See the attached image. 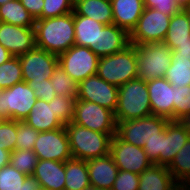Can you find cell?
<instances>
[{"mask_svg": "<svg viewBox=\"0 0 190 190\" xmlns=\"http://www.w3.org/2000/svg\"><path fill=\"white\" fill-rule=\"evenodd\" d=\"M36 47L59 56L75 45L74 11L63 16L36 19Z\"/></svg>", "mask_w": 190, "mask_h": 190, "instance_id": "cell-1", "label": "cell"}, {"mask_svg": "<svg viewBox=\"0 0 190 190\" xmlns=\"http://www.w3.org/2000/svg\"><path fill=\"white\" fill-rule=\"evenodd\" d=\"M65 129L73 158L87 161L110 154L114 135L93 131L73 122L67 123Z\"/></svg>", "mask_w": 190, "mask_h": 190, "instance_id": "cell-2", "label": "cell"}, {"mask_svg": "<svg viewBox=\"0 0 190 190\" xmlns=\"http://www.w3.org/2000/svg\"><path fill=\"white\" fill-rule=\"evenodd\" d=\"M116 122L144 118L152 115L147 82L139 78L118 87Z\"/></svg>", "mask_w": 190, "mask_h": 190, "instance_id": "cell-3", "label": "cell"}, {"mask_svg": "<svg viewBox=\"0 0 190 190\" xmlns=\"http://www.w3.org/2000/svg\"><path fill=\"white\" fill-rule=\"evenodd\" d=\"M96 74L117 87L137 79V48L135 45L130 44L123 51L100 57Z\"/></svg>", "mask_w": 190, "mask_h": 190, "instance_id": "cell-4", "label": "cell"}, {"mask_svg": "<svg viewBox=\"0 0 190 190\" xmlns=\"http://www.w3.org/2000/svg\"><path fill=\"white\" fill-rule=\"evenodd\" d=\"M137 72L143 81L155 80L165 76L172 61V50L164 42L138 44Z\"/></svg>", "mask_w": 190, "mask_h": 190, "instance_id": "cell-5", "label": "cell"}, {"mask_svg": "<svg viewBox=\"0 0 190 190\" xmlns=\"http://www.w3.org/2000/svg\"><path fill=\"white\" fill-rule=\"evenodd\" d=\"M34 90L25 81L0 91V120L23 121L36 103Z\"/></svg>", "mask_w": 190, "mask_h": 190, "instance_id": "cell-6", "label": "cell"}, {"mask_svg": "<svg viewBox=\"0 0 190 190\" xmlns=\"http://www.w3.org/2000/svg\"><path fill=\"white\" fill-rule=\"evenodd\" d=\"M170 120L151 115L144 118L117 122L116 135L123 141L143 148L145 142L158 137Z\"/></svg>", "mask_w": 190, "mask_h": 190, "instance_id": "cell-7", "label": "cell"}, {"mask_svg": "<svg viewBox=\"0 0 190 190\" xmlns=\"http://www.w3.org/2000/svg\"><path fill=\"white\" fill-rule=\"evenodd\" d=\"M72 122L93 131L116 134L117 122L114 112L97 103L76 99Z\"/></svg>", "mask_w": 190, "mask_h": 190, "instance_id": "cell-8", "label": "cell"}, {"mask_svg": "<svg viewBox=\"0 0 190 190\" xmlns=\"http://www.w3.org/2000/svg\"><path fill=\"white\" fill-rule=\"evenodd\" d=\"M171 17L154 8H144L135 28L129 34L131 45L163 42Z\"/></svg>", "mask_w": 190, "mask_h": 190, "instance_id": "cell-9", "label": "cell"}, {"mask_svg": "<svg viewBox=\"0 0 190 190\" xmlns=\"http://www.w3.org/2000/svg\"><path fill=\"white\" fill-rule=\"evenodd\" d=\"M60 66L79 84L97 73L99 57L88 47L73 45L58 56Z\"/></svg>", "mask_w": 190, "mask_h": 190, "instance_id": "cell-10", "label": "cell"}, {"mask_svg": "<svg viewBox=\"0 0 190 190\" xmlns=\"http://www.w3.org/2000/svg\"><path fill=\"white\" fill-rule=\"evenodd\" d=\"M19 61L23 81L27 83L45 82V79H51L56 66L59 64L57 55L38 47L20 55Z\"/></svg>", "mask_w": 190, "mask_h": 190, "instance_id": "cell-11", "label": "cell"}, {"mask_svg": "<svg viewBox=\"0 0 190 190\" xmlns=\"http://www.w3.org/2000/svg\"><path fill=\"white\" fill-rule=\"evenodd\" d=\"M33 151L41 160L65 162L73 158L65 126L51 131L39 132Z\"/></svg>", "mask_w": 190, "mask_h": 190, "instance_id": "cell-12", "label": "cell"}, {"mask_svg": "<svg viewBox=\"0 0 190 190\" xmlns=\"http://www.w3.org/2000/svg\"><path fill=\"white\" fill-rule=\"evenodd\" d=\"M110 155L119 170L139 175L153 164L143 148L121 140L116 134L111 140Z\"/></svg>", "mask_w": 190, "mask_h": 190, "instance_id": "cell-13", "label": "cell"}, {"mask_svg": "<svg viewBox=\"0 0 190 190\" xmlns=\"http://www.w3.org/2000/svg\"><path fill=\"white\" fill-rule=\"evenodd\" d=\"M76 99L97 103L115 112L118 100V87L106 82L95 74L78 84Z\"/></svg>", "mask_w": 190, "mask_h": 190, "instance_id": "cell-14", "label": "cell"}, {"mask_svg": "<svg viewBox=\"0 0 190 190\" xmlns=\"http://www.w3.org/2000/svg\"><path fill=\"white\" fill-rule=\"evenodd\" d=\"M0 44L13 56H20L36 47L35 29L0 22Z\"/></svg>", "mask_w": 190, "mask_h": 190, "instance_id": "cell-15", "label": "cell"}, {"mask_svg": "<svg viewBox=\"0 0 190 190\" xmlns=\"http://www.w3.org/2000/svg\"><path fill=\"white\" fill-rule=\"evenodd\" d=\"M152 115L174 120V86L164 77L147 81Z\"/></svg>", "mask_w": 190, "mask_h": 190, "instance_id": "cell-16", "label": "cell"}, {"mask_svg": "<svg viewBox=\"0 0 190 190\" xmlns=\"http://www.w3.org/2000/svg\"><path fill=\"white\" fill-rule=\"evenodd\" d=\"M189 138L190 132L179 120H170L165 128V136L162 138L159 165L168 166Z\"/></svg>", "mask_w": 190, "mask_h": 190, "instance_id": "cell-17", "label": "cell"}, {"mask_svg": "<svg viewBox=\"0 0 190 190\" xmlns=\"http://www.w3.org/2000/svg\"><path fill=\"white\" fill-rule=\"evenodd\" d=\"M86 162L91 187L111 190L119 171L112 156L108 154Z\"/></svg>", "mask_w": 190, "mask_h": 190, "instance_id": "cell-18", "label": "cell"}, {"mask_svg": "<svg viewBox=\"0 0 190 190\" xmlns=\"http://www.w3.org/2000/svg\"><path fill=\"white\" fill-rule=\"evenodd\" d=\"M32 176L43 190H64L65 162L39 159Z\"/></svg>", "mask_w": 190, "mask_h": 190, "instance_id": "cell-19", "label": "cell"}, {"mask_svg": "<svg viewBox=\"0 0 190 190\" xmlns=\"http://www.w3.org/2000/svg\"><path fill=\"white\" fill-rule=\"evenodd\" d=\"M129 45V34L117 25L111 24L99 31L98 48H93L92 51L100 58L123 51Z\"/></svg>", "mask_w": 190, "mask_h": 190, "instance_id": "cell-20", "label": "cell"}, {"mask_svg": "<svg viewBox=\"0 0 190 190\" xmlns=\"http://www.w3.org/2000/svg\"><path fill=\"white\" fill-rule=\"evenodd\" d=\"M111 5L113 24L130 34L145 8L143 0H111Z\"/></svg>", "mask_w": 190, "mask_h": 190, "instance_id": "cell-21", "label": "cell"}, {"mask_svg": "<svg viewBox=\"0 0 190 190\" xmlns=\"http://www.w3.org/2000/svg\"><path fill=\"white\" fill-rule=\"evenodd\" d=\"M53 100L46 102L37 99L29 115L23 120L38 132L51 131L64 127L53 113Z\"/></svg>", "mask_w": 190, "mask_h": 190, "instance_id": "cell-22", "label": "cell"}, {"mask_svg": "<svg viewBox=\"0 0 190 190\" xmlns=\"http://www.w3.org/2000/svg\"><path fill=\"white\" fill-rule=\"evenodd\" d=\"M177 184L167 166L152 164L139 175L138 190H172Z\"/></svg>", "mask_w": 190, "mask_h": 190, "instance_id": "cell-23", "label": "cell"}, {"mask_svg": "<svg viewBox=\"0 0 190 190\" xmlns=\"http://www.w3.org/2000/svg\"><path fill=\"white\" fill-rule=\"evenodd\" d=\"M106 25L74 11L75 45L98 48L99 31Z\"/></svg>", "mask_w": 190, "mask_h": 190, "instance_id": "cell-24", "label": "cell"}, {"mask_svg": "<svg viewBox=\"0 0 190 190\" xmlns=\"http://www.w3.org/2000/svg\"><path fill=\"white\" fill-rule=\"evenodd\" d=\"M0 190H42V188L34 176L19 172L9 163L0 169Z\"/></svg>", "mask_w": 190, "mask_h": 190, "instance_id": "cell-25", "label": "cell"}, {"mask_svg": "<svg viewBox=\"0 0 190 190\" xmlns=\"http://www.w3.org/2000/svg\"><path fill=\"white\" fill-rule=\"evenodd\" d=\"M74 11L94 19L104 25L113 24L111 1L108 0H74Z\"/></svg>", "mask_w": 190, "mask_h": 190, "instance_id": "cell-26", "label": "cell"}, {"mask_svg": "<svg viewBox=\"0 0 190 190\" xmlns=\"http://www.w3.org/2000/svg\"><path fill=\"white\" fill-rule=\"evenodd\" d=\"M173 51L178 44L190 42V29L188 20V9H181L171 16L169 28L163 40Z\"/></svg>", "mask_w": 190, "mask_h": 190, "instance_id": "cell-27", "label": "cell"}, {"mask_svg": "<svg viewBox=\"0 0 190 190\" xmlns=\"http://www.w3.org/2000/svg\"><path fill=\"white\" fill-rule=\"evenodd\" d=\"M88 188H91V185L87 162L75 158L66 160L64 190H85Z\"/></svg>", "mask_w": 190, "mask_h": 190, "instance_id": "cell-28", "label": "cell"}, {"mask_svg": "<svg viewBox=\"0 0 190 190\" xmlns=\"http://www.w3.org/2000/svg\"><path fill=\"white\" fill-rule=\"evenodd\" d=\"M35 21L19 0H12L0 6V22L34 28Z\"/></svg>", "mask_w": 190, "mask_h": 190, "instance_id": "cell-29", "label": "cell"}, {"mask_svg": "<svg viewBox=\"0 0 190 190\" xmlns=\"http://www.w3.org/2000/svg\"><path fill=\"white\" fill-rule=\"evenodd\" d=\"M164 78L175 87L190 85V58L179 57L172 51V61Z\"/></svg>", "mask_w": 190, "mask_h": 190, "instance_id": "cell-30", "label": "cell"}, {"mask_svg": "<svg viewBox=\"0 0 190 190\" xmlns=\"http://www.w3.org/2000/svg\"><path fill=\"white\" fill-rule=\"evenodd\" d=\"M167 168L178 184L190 180V138Z\"/></svg>", "mask_w": 190, "mask_h": 190, "instance_id": "cell-31", "label": "cell"}, {"mask_svg": "<svg viewBox=\"0 0 190 190\" xmlns=\"http://www.w3.org/2000/svg\"><path fill=\"white\" fill-rule=\"evenodd\" d=\"M23 81L19 56H13L0 65V90L12 87Z\"/></svg>", "mask_w": 190, "mask_h": 190, "instance_id": "cell-32", "label": "cell"}, {"mask_svg": "<svg viewBox=\"0 0 190 190\" xmlns=\"http://www.w3.org/2000/svg\"><path fill=\"white\" fill-rule=\"evenodd\" d=\"M50 81L56 95L77 98L78 84L64 71L60 64L56 66Z\"/></svg>", "mask_w": 190, "mask_h": 190, "instance_id": "cell-33", "label": "cell"}, {"mask_svg": "<svg viewBox=\"0 0 190 190\" xmlns=\"http://www.w3.org/2000/svg\"><path fill=\"white\" fill-rule=\"evenodd\" d=\"M38 160L39 159L33 150L15 149L11 151L9 163L19 172L26 175H32Z\"/></svg>", "mask_w": 190, "mask_h": 190, "instance_id": "cell-34", "label": "cell"}, {"mask_svg": "<svg viewBox=\"0 0 190 190\" xmlns=\"http://www.w3.org/2000/svg\"><path fill=\"white\" fill-rule=\"evenodd\" d=\"M53 100L54 114L57 119L65 126L67 123L72 122L74 116L75 97H65L55 95Z\"/></svg>", "mask_w": 190, "mask_h": 190, "instance_id": "cell-35", "label": "cell"}, {"mask_svg": "<svg viewBox=\"0 0 190 190\" xmlns=\"http://www.w3.org/2000/svg\"><path fill=\"white\" fill-rule=\"evenodd\" d=\"M16 146L19 150H33L39 132L24 121H16Z\"/></svg>", "mask_w": 190, "mask_h": 190, "instance_id": "cell-36", "label": "cell"}, {"mask_svg": "<svg viewBox=\"0 0 190 190\" xmlns=\"http://www.w3.org/2000/svg\"><path fill=\"white\" fill-rule=\"evenodd\" d=\"M74 11V0H44L43 10L37 19L59 17Z\"/></svg>", "mask_w": 190, "mask_h": 190, "instance_id": "cell-37", "label": "cell"}, {"mask_svg": "<svg viewBox=\"0 0 190 190\" xmlns=\"http://www.w3.org/2000/svg\"><path fill=\"white\" fill-rule=\"evenodd\" d=\"M174 120H180L190 111V85L174 86Z\"/></svg>", "mask_w": 190, "mask_h": 190, "instance_id": "cell-38", "label": "cell"}, {"mask_svg": "<svg viewBox=\"0 0 190 190\" xmlns=\"http://www.w3.org/2000/svg\"><path fill=\"white\" fill-rule=\"evenodd\" d=\"M16 120H0V148L13 151L16 146Z\"/></svg>", "mask_w": 190, "mask_h": 190, "instance_id": "cell-39", "label": "cell"}, {"mask_svg": "<svg viewBox=\"0 0 190 190\" xmlns=\"http://www.w3.org/2000/svg\"><path fill=\"white\" fill-rule=\"evenodd\" d=\"M139 174L119 170L111 190H138Z\"/></svg>", "mask_w": 190, "mask_h": 190, "instance_id": "cell-40", "label": "cell"}, {"mask_svg": "<svg viewBox=\"0 0 190 190\" xmlns=\"http://www.w3.org/2000/svg\"><path fill=\"white\" fill-rule=\"evenodd\" d=\"M143 2L145 8H154L170 17L181 10L175 0H143Z\"/></svg>", "mask_w": 190, "mask_h": 190, "instance_id": "cell-41", "label": "cell"}, {"mask_svg": "<svg viewBox=\"0 0 190 190\" xmlns=\"http://www.w3.org/2000/svg\"><path fill=\"white\" fill-rule=\"evenodd\" d=\"M27 84L34 90L37 99L50 102L56 95L50 79H45V82H28Z\"/></svg>", "mask_w": 190, "mask_h": 190, "instance_id": "cell-42", "label": "cell"}, {"mask_svg": "<svg viewBox=\"0 0 190 190\" xmlns=\"http://www.w3.org/2000/svg\"><path fill=\"white\" fill-rule=\"evenodd\" d=\"M165 136V129L158 134V137L145 142L144 152L153 164H159V156L162 153V138Z\"/></svg>", "mask_w": 190, "mask_h": 190, "instance_id": "cell-43", "label": "cell"}, {"mask_svg": "<svg viewBox=\"0 0 190 190\" xmlns=\"http://www.w3.org/2000/svg\"><path fill=\"white\" fill-rule=\"evenodd\" d=\"M36 20L42 13L44 0H19Z\"/></svg>", "mask_w": 190, "mask_h": 190, "instance_id": "cell-44", "label": "cell"}, {"mask_svg": "<svg viewBox=\"0 0 190 190\" xmlns=\"http://www.w3.org/2000/svg\"><path fill=\"white\" fill-rule=\"evenodd\" d=\"M173 52L179 57L190 58V42L178 44L177 48L173 50Z\"/></svg>", "mask_w": 190, "mask_h": 190, "instance_id": "cell-45", "label": "cell"}, {"mask_svg": "<svg viewBox=\"0 0 190 190\" xmlns=\"http://www.w3.org/2000/svg\"><path fill=\"white\" fill-rule=\"evenodd\" d=\"M11 151L0 148V169L10 162Z\"/></svg>", "mask_w": 190, "mask_h": 190, "instance_id": "cell-46", "label": "cell"}, {"mask_svg": "<svg viewBox=\"0 0 190 190\" xmlns=\"http://www.w3.org/2000/svg\"><path fill=\"white\" fill-rule=\"evenodd\" d=\"M13 55L0 44V65L8 61Z\"/></svg>", "mask_w": 190, "mask_h": 190, "instance_id": "cell-47", "label": "cell"}, {"mask_svg": "<svg viewBox=\"0 0 190 190\" xmlns=\"http://www.w3.org/2000/svg\"><path fill=\"white\" fill-rule=\"evenodd\" d=\"M190 132V111L179 120Z\"/></svg>", "mask_w": 190, "mask_h": 190, "instance_id": "cell-48", "label": "cell"}, {"mask_svg": "<svg viewBox=\"0 0 190 190\" xmlns=\"http://www.w3.org/2000/svg\"><path fill=\"white\" fill-rule=\"evenodd\" d=\"M180 9L190 8V0H175Z\"/></svg>", "mask_w": 190, "mask_h": 190, "instance_id": "cell-49", "label": "cell"}, {"mask_svg": "<svg viewBox=\"0 0 190 190\" xmlns=\"http://www.w3.org/2000/svg\"><path fill=\"white\" fill-rule=\"evenodd\" d=\"M179 185H180V190H190V180L182 182Z\"/></svg>", "mask_w": 190, "mask_h": 190, "instance_id": "cell-50", "label": "cell"}, {"mask_svg": "<svg viewBox=\"0 0 190 190\" xmlns=\"http://www.w3.org/2000/svg\"><path fill=\"white\" fill-rule=\"evenodd\" d=\"M12 0H0V6Z\"/></svg>", "mask_w": 190, "mask_h": 190, "instance_id": "cell-51", "label": "cell"}, {"mask_svg": "<svg viewBox=\"0 0 190 190\" xmlns=\"http://www.w3.org/2000/svg\"><path fill=\"white\" fill-rule=\"evenodd\" d=\"M188 20H189V29H190V8H188Z\"/></svg>", "mask_w": 190, "mask_h": 190, "instance_id": "cell-52", "label": "cell"}, {"mask_svg": "<svg viewBox=\"0 0 190 190\" xmlns=\"http://www.w3.org/2000/svg\"><path fill=\"white\" fill-rule=\"evenodd\" d=\"M172 190H180V185L177 184Z\"/></svg>", "mask_w": 190, "mask_h": 190, "instance_id": "cell-53", "label": "cell"}, {"mask_svg": "<svg viewBox=\"0 0 190 190\" xmlns=\"http://www.w3.org/2000/svg\"><path fill=\"white\" fill-rule=\"evenodd\" d=\"M90 190H108V189H97V188L91 187Z\"/></svg>", "mask_w": 190, "mask_h": 190, "instance_id": "cell-54", "label": "cell"}]
</instances>
